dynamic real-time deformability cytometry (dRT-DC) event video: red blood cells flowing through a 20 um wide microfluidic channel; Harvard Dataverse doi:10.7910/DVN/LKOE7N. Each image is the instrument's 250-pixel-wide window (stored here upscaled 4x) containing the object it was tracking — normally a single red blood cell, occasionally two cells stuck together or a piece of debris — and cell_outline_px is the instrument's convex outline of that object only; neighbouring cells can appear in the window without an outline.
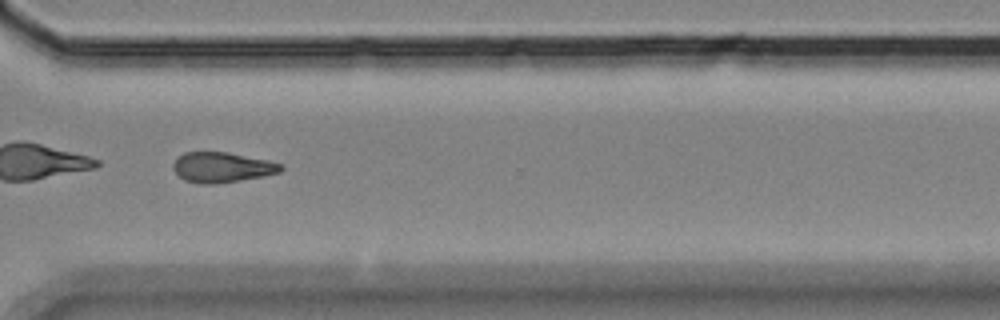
{"species": "Egyptian fruit bat (a non-hibernating species)", "species_latin": "Rousettus aegyptiacus", "temperature_condition": "room temperature", "stored_images_in_passage": 45, "camera_frame_rate_fps": 3000, "um_per_image_px": 0.085, "animal": {"sex": "female"}, "frame": {"image": 1, "passage_image": 32, "time_ms": 10.333, "image_size_px": [1000, 320], "cell_outline_px": [[284, 168], [280, 172], [264, 176], [216, 184], [200, 184], [184, 180], [172, 168], [172, 164], [184, 152], [228, 152], [268, 160], [280, 164]], "centroid_in_image_um": [18.87, 14.22], "position_along_channel_um": 351.7, "area_um2": 18.9}, "authors_computed_cell_mechanics": {"area_um2": 19.5942, "velocity_mm_per_s": 3.5377, "shape_relaxation_time_tau1_ms": 3.7302, "shape_relaxation_time_tau2_ms": 8.3402, "deformation_change_tau1": 0.1166, "deformation_change_tau2": 0.1655}}